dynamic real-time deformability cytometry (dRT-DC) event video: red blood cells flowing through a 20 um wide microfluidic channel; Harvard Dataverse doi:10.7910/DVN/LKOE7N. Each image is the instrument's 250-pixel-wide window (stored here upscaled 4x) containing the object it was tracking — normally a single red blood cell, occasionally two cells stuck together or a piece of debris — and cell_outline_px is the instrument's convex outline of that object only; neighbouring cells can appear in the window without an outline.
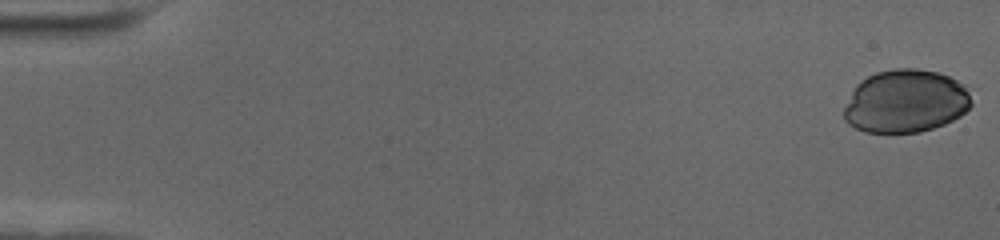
{"species": "human", "species_latin": "Homo sapiens", "temperature_condition": "cold", "stored_images_in_passage": 58, "camera_frame_rate_fps": 3000, "um_per_image_px": 0.085, "donor": {"sex": "female"}, "frame": {"image": 1, "passage_image": 1, "time_ms": 0.0, "image_size_px": [1000, 240], "cell_outline_px": [[972, 104], [960, 116], [944, 124], [920, 132], [864, 132], [848, 124], [844, 120], [844, 108], [856, 84], [860, 80], [876, 72], [896, 68], [916, 68], [936, 72], [948, 76], [964, 84], [968, 92]], "centroid_in_image_um": [76.96, 8.6], "position_along_channel_um": 8.0, "area_um2": 46.76}}
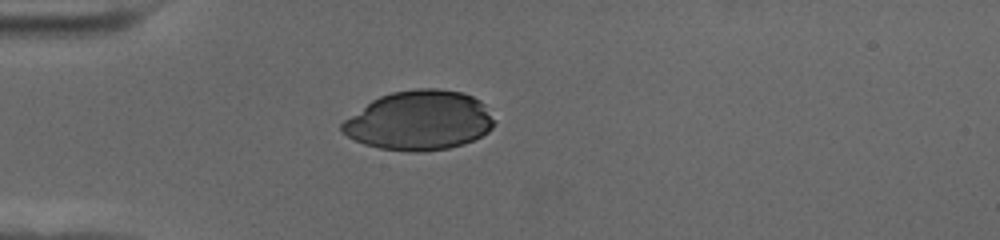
{"frame": {"image": 2, "passage_image": 17, "time_ms": 5.333, "image_size_px": [1000, 240], "cell_outline_px": [[492, 128], [488, 132], [464, 144], [448, 148], [416, 152], [412, 152], [380, 148], [364, 144], [340, 132], [340, 124], [344, 120], [372, 100], [380, 96], [392, 92], [416, 88], [436, 88], [460, 92], [472, 96], [480, 100], [484, 104], [492, 120]], "centroid_in_image_um": [35.61, 10.24], "position_along_channel_um": 49.4, "area_um2": 52.37}}
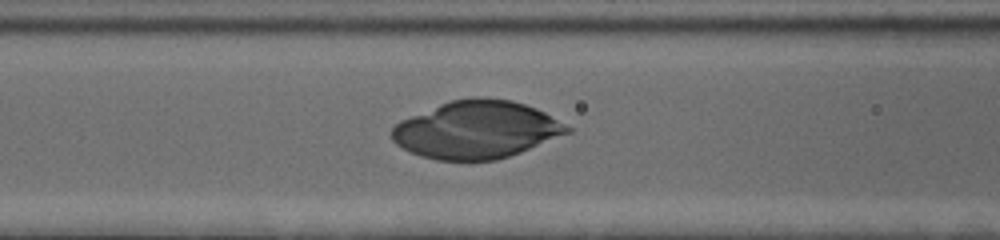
{"frame": {"image": 3, "passage_image": 25, "time_ms": 8.0, "image_size_px": [1000, 240], "cell_outline_px": [[572, 132], [520, 152], [496, 160], [436, 160], [420, 156], [396, 144], [392, 140], [392, 128], [400, 120], [440, 104], [452, 100], [472, 96], [476, 96], [512, 100], [536, 108], [544, 112], [572, 128]], "centroid_in_image_um": [40.5, 11.02], "position_along_channel_um": 126.1, "area_um2": 58.67}}